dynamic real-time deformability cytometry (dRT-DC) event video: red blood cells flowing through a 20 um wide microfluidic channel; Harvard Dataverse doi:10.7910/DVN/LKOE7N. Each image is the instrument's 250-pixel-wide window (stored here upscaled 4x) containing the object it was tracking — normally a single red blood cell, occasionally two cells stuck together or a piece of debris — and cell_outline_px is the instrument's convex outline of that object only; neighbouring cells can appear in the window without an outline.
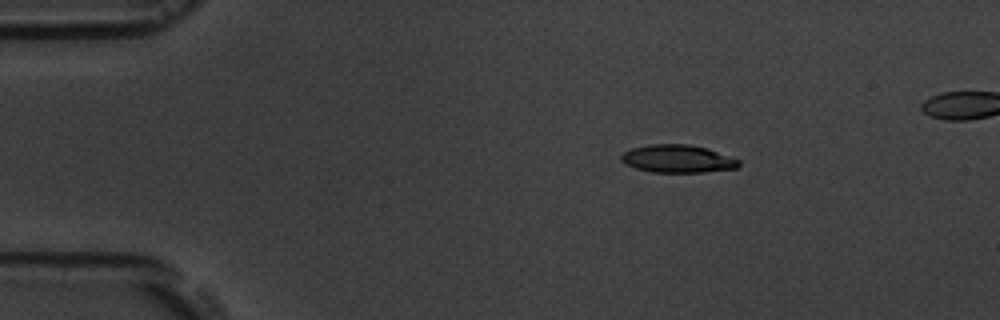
{"species": "common noctule bat (a hibernating species)", "species_latin": "Nyctalus noctula", "temperature_condition": "room temperature", "stored_images_in_passage": 4, "camera_frame_rate_fps": 3000, "um_per_image_px": 0.085, "animal": {"sex": "male", "body_mass_g": 19.5, "forearm_length_mm": 54.6}, "frame": {"image": 1, "passage_image": 2, "time_ms": 1.0, "image_size_px": [1000, 320], "cell_outline_px": [[740, 164], [736, 168], [704, 172], [652, 172], [636, 168], [624, 164], [620, 160], [620, 156], [624, 152], [632, 148], [652, 144], [688, 144], [708, 148], [740, 160]], "centroid_in_image_um": [57.59, 13.49], "position_along_channel_um": 27.4, "area_um2": 19.07}}